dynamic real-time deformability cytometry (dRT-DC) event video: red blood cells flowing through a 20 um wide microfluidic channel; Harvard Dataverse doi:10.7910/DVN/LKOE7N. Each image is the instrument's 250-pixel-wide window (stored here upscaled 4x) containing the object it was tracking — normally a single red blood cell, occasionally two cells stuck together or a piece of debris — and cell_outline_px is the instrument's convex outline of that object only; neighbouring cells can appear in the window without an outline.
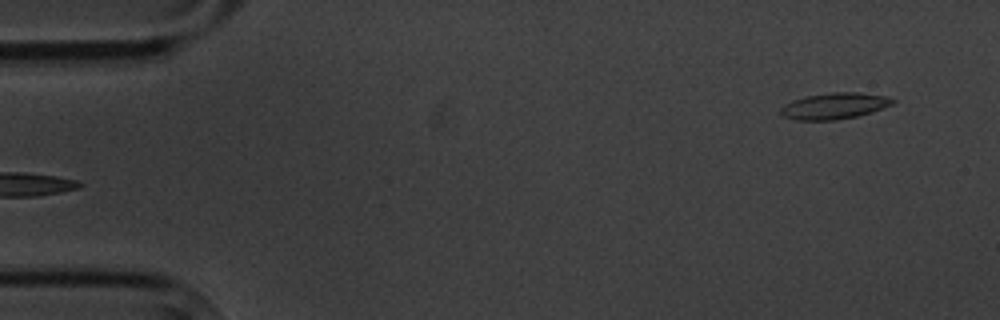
{"species": "common noctule bat (a hibernating species)", "species_latin": "Nyctalus noctula", "temperature_condition": "cold", "stored_images_in_passage": 6, "camera_frame_rate_fps": 3000, "um_per_image_px": 0.085, "animal": {"sex": "male", "body_mass_g": 20.1, "forearm_length_mm": 53.5}, "frame": {"image": 1, "passage_image": 6, "time_ms": 6.667, "image_size_px": [1000, 320], "cell_outline_px": [[896, 100], [892, 104], [872, 112], [856, 116], [836, 120], [796, 120], [784, 116], [780, 112], [780, 108], [784, 104], [792, 100], [804, 96], [832, 92], [860, 92], [884, 96]], "centroid_in_image_um": [70.89, 9.0], "position_along_channel_um": 14.1, "area_um2": 17.11}}